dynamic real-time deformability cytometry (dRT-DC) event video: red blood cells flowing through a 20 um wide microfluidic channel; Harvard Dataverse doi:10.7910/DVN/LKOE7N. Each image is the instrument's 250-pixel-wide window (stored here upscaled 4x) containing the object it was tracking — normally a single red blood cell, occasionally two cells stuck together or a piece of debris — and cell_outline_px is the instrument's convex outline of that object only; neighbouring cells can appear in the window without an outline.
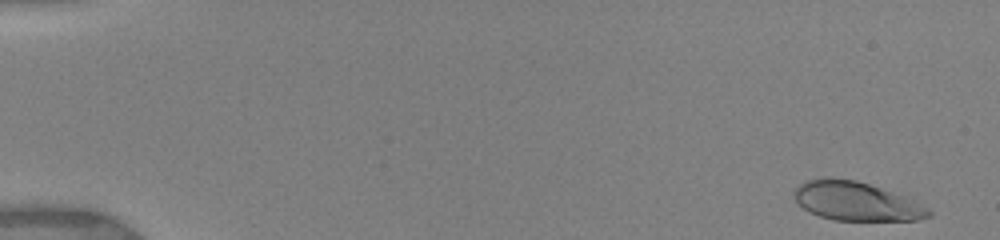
{"species": "human", "species_latin": "Homo sapiens", "temperature_condition": "warm", "stored_images_in_passage": 20, "camera_frame_rate_fps": 3000, "um_per_image_px": 0.085, "donor": {"sex": "female"}, "frame": {"image": 1, "passage_image": 2, "time_ms": 0.333, "image_size_px": [1000, 240], "cell_outline_px": [[932, 216], [916, 220], [832, 220], [808, 212], [796, 200], [792, 192], [800, 184], [808, 180], [824, 176], [856, 180], [904, 196], [928, 208], [932, 212]], "centroid_in_image_um": [72.74, 17.1], "position_along_channel_um": 12.3, "area_um2": 30.29}}
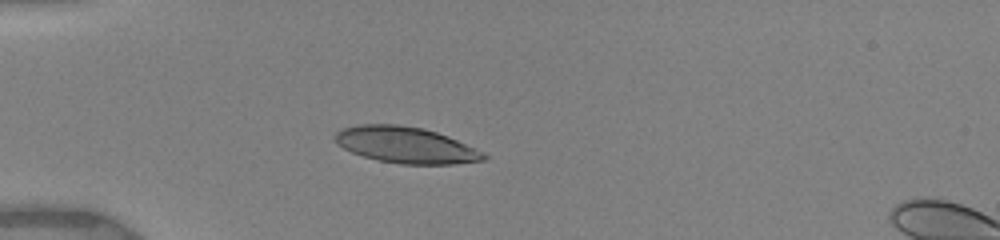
{"frame": {"image": 2, "passage_image": 12, "time_ms": 4.667, "image_size_px": [1000, 240], "cell_outline_px": [[488, 156], [484, 160], [452, 164], [400, 164], [380, 160], [364, 156], [352, 152], [336, 144], [332, 136], [340, 128], [360, 124], [396, 124], [424, 128], [448, 136], [476, 148], [484, 152]], "centroid_in_image_um": [34.47, 12.31], "position_along_channel_um": 50.5, "area_um2": 31.5}}